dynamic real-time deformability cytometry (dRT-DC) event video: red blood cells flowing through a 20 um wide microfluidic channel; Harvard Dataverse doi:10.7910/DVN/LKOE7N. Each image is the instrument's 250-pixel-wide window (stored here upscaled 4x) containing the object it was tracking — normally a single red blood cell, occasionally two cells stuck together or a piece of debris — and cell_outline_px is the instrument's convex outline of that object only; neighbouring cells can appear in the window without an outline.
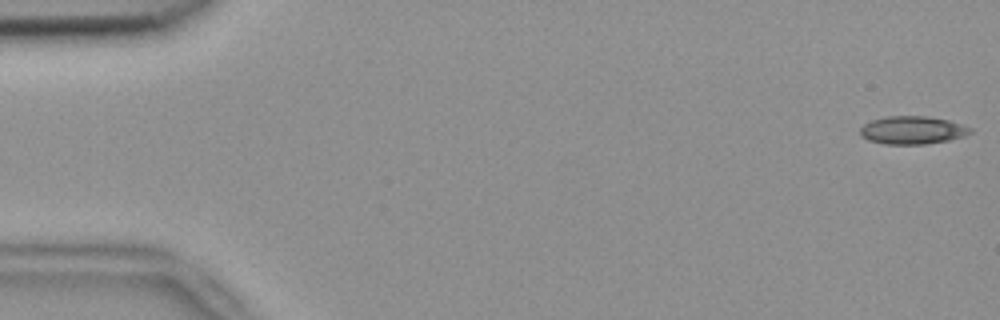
{"species": "common noctule bat (a hibernating species)", "species_latin": "Nyctalus noctula", "temperature_condition": "room temperature", "stored_images_in_passage": 53, "camera_frame_rate_fps": 3000, "um_per_image_px": 0.085, "animal": {"sex": "female", "body_mass_g": 18.4}, "frame": {"image": 1, "passage_image": 1, "time_ms": 0.0, "image_size_px": [1000, 320], "cell_outline_px": [[972, 132], [964, 136], [948, 140], [924, 144], [884, 144], [868, 140], [860, 136], [860, 128], [864, 124], [872, 120], [884, 116], [928, 116], [948, 120], [972, 128]], "centroid_in_image_um": [77.53, 11.06], "position_along_channel_um": 7.5, "area_um2": 17.98}}
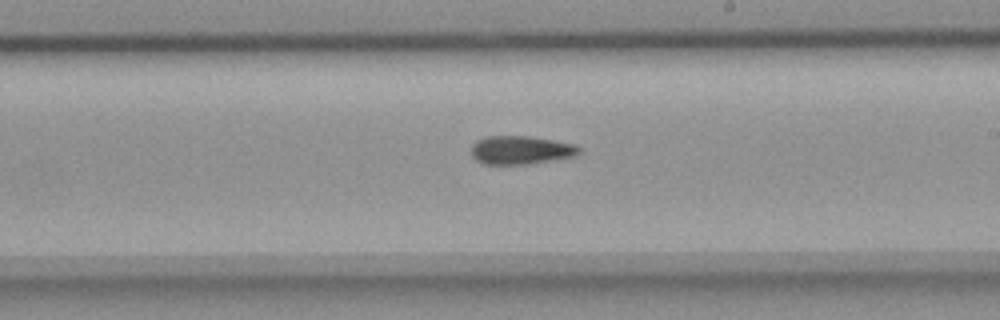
{"frame": {"image": 2, "passage_image": 31, "time_ms": 10.0, "image_size_px": [1000, 320], "cell_outline_px": [[584, 152], [576, 156], [528, 164], [484, 164], [476, 160], [472, 156], [472, 144], [476, 140], [484, 136], [528, 136], [576, 144]], "centroid_in_image_um": [44.29, 12.75], "position_along_channel_um": 244.7, "area_um2": 18.03}}
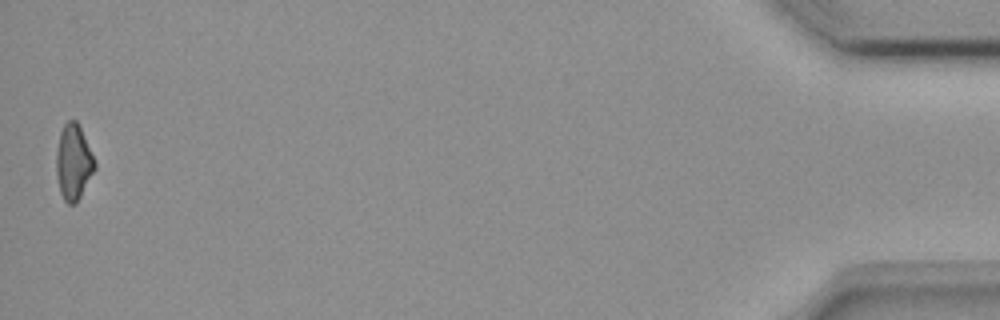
{"frame": {"image": 3, "passage_image": 53, "time_ms": 17.333, "image_size_px": [1000, 320], "cell_outline_px": [[96, 168], [76, 204], [68, 204], [64, 200], [60, 192], [56, 176], [56, 152], [60, 132], [64, 124], [68, 120], [76, 120], [80, 124], [96, 164]], "centroid_in_image_um": [6.24, 13.77], "position_along_channel_um": 429.0, "area_um2": 17.05}}